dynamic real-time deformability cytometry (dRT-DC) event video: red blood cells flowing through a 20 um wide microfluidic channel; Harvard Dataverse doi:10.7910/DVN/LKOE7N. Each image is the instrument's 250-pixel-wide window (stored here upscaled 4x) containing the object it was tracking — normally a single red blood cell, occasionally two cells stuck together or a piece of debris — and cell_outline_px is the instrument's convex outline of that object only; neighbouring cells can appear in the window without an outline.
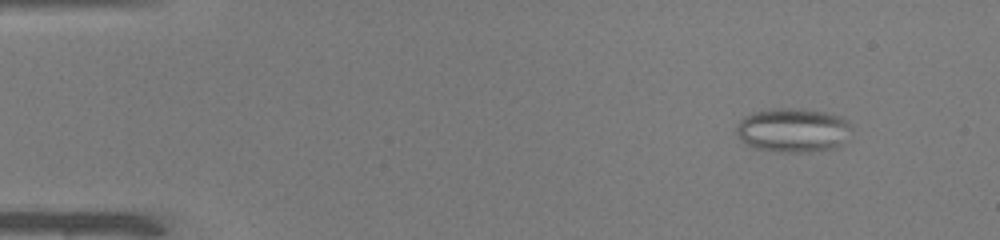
{"species": "common noctule bat (a hibernating species)", "species_latin": "Nyctalus noctula", "temperature_condition": "warm", "stored_images_in_passage": 49, "camera_frame_rate_fps": 3000, "um_per_image_px": 0.085, "animal": {"sex": "male", "body_mass_g": 19.0, "forearm_length_mm": 50.8}, "frame": {"image": 1, "passage_image": 5, "time_ms": 1.333, "image_size_px": [1000, 240], "cell_outline_px": [[852, 140], [836, 148], [808, 152], [780, 152], [756, 148], [744, 144], [740, 140], [736, 132], [736, 128], [740, 120], [744, 116], [752, 112], [772, 108], [800, 108], [824, 112], [840, 116], [848, 120], [852, 124]], "centroid_in_image_um": [67.48, 11.07], "position_along_channel_um": 17.5, "area_um2": 30.52}}
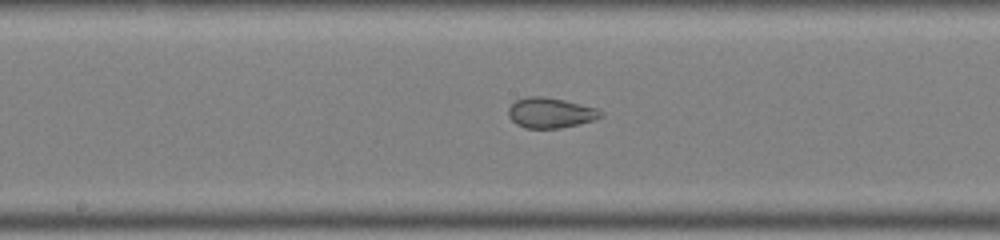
{"frame": {"image": 2, "passage_image": 26, "time_ms": 8.333, "image_size_px": [1000, 240], "cell_outline_px": [[604, 116], [592, 120], [560, 128], [524, 128], [516, 124], [508, 116], [508, 108], [516, 100], [528, 96], [544, 96], [564, 100], [596, 108], [604, 112]], "centroid_in_image_um": [46.77, 9.58], "position_along_channel_um": 201.4, "area_um2": 16.24}}
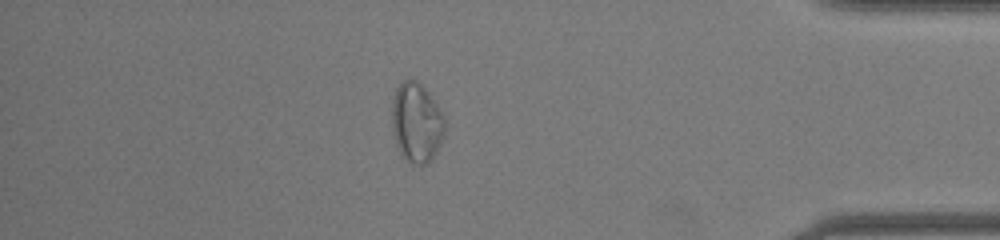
{"frame": {"image": 3, "passage_image": 43, "time_ms": 14.0, "image_size_px": [1000, 240], "cell_outline_px": [[444, 132], [440, 144], [436, 152], [428, 164], [412, 164], [400, 152], [396, 144], [392, 128], [392, 100], [396, 88], [404, 80], [416, 80], [428, 92], [444, 116]], "centroid_in_image_um": [35.39, 10.42], "position_along_channel_um": 399.8, "area_um2": 24.28}, "authors_computed_cell_mechanics": {"area_um2": 22.8888, "velocity_mm_per_s": 4.0904, "shape_relaxation_time_tau1_ms": null, "shape_relaxation_time_tau2_ms": 0.7532, "deformation_change_tau1": null, "deformation_change_tau2": 0.0608}}